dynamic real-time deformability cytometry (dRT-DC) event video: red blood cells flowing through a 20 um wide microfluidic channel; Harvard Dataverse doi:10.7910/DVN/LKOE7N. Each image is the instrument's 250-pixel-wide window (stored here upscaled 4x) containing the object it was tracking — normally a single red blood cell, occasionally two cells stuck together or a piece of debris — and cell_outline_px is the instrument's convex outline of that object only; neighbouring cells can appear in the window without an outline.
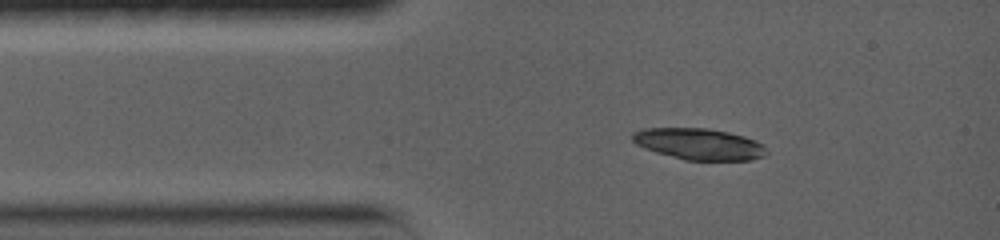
{"species": "common noctule bat (a hibernating species)", "species_latin": "Nyctalus noctula", "temperature_condition": "warm", "stored_images_in_passage": 4, "camera_frame_rate_fps": 5000, "um_per_image_px": 0.085, "animal": {"sex": "female", "body_mass_g": 19.0, "forearm_length_mm": 56.7}, "frame": {"image": 1, "passage_image": 1, "time_ms": 0.0, "image_size_px": [1000, 240], "cell_outline_px": [[768, 152], [764, 156], [752, 160], [684, 160], [656, 152], [644, 148], [636, 144], [632, 140], [632, 132], [644, 128], [708, 128], [728, 132], [744, 136], [756, 140], [764, 144]], "centroid_in_image_um": [59.44, 12.24], "position_along_channel_um": 25.6, "area_um2": 24.68}}